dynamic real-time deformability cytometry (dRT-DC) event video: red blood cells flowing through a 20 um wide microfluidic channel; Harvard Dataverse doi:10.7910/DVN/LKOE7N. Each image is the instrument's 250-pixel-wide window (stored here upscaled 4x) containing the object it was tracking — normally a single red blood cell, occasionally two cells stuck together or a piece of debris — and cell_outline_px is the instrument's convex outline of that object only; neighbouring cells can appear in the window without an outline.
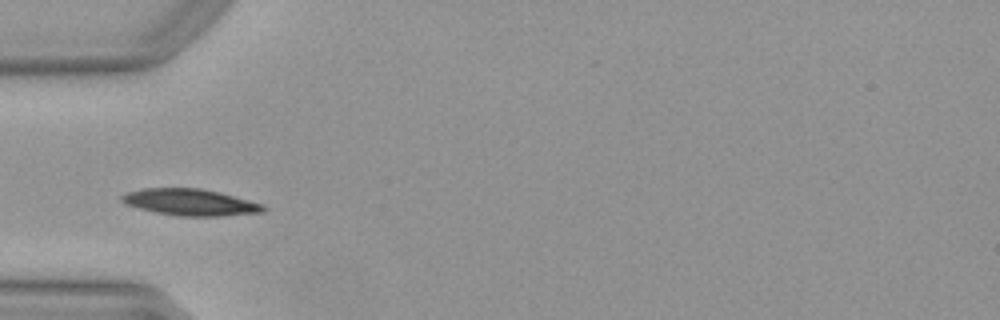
{"species": "Egyptian fruit bat (a non-hibernating species)", "species_latin": "Rousettus aegyptiacus", "temperature_condition": "warm", "stored_images_in_passage": 12, "camera_frame_rate_fps": 3000, "um_per_image_px": 0.085, "animal": {"sex": "female"}, "frame": {"image": 1, "passage_image": 1, "time_ms": 0.0, "image_size_px": [1000, 320], "cell_outline_px": [[268, 208], [264, 212], [224, 216], [176, 216], [156, 212], [124, 204], [120, 200], [120, 196], [128, 192], [144, 188], [200, 188], [220, 192], [264, 204]], "centroid_in_image_um": [16.21, 17.19], "position_along_channel_um": 68.8, "area_um2": 22.08}}
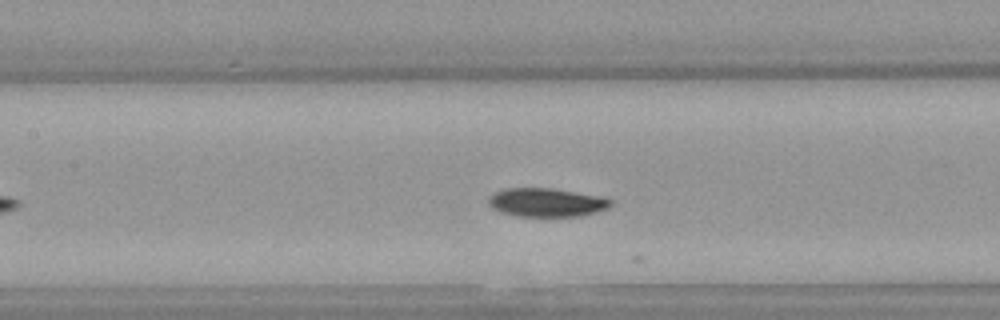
{"frame": {"image": 2, "passage_image": 8, "time_ms": 2.333, "image_size_px": [1000, 320], "cell_outline_px": [[612, 204], [608, 208], [584, 216], [516, 216], [500, 212], [492, 208], [488, 204], [488, 200], [496, 192], [508, 188], [552, 188], [612, 200]], "centroid_in_image_um": [46.41, 17.23], "position_along_channel_um": 161.0, "area_um2": 20.0}}
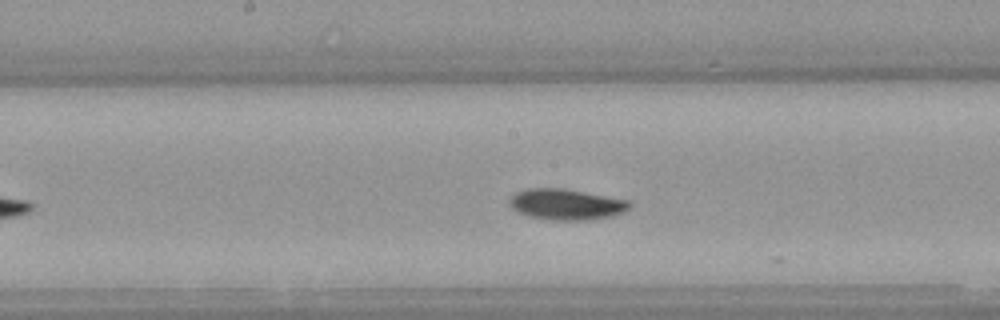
{"frame": {"image": 3, "passage_image": 11, "time_ms": 3.333, "image_size_px": [1000, 320], "cell_outline_px": [[632, 204], [624, 212], [612, 216], [592, 220], [548, 220], [528, 216], [516, 212], [508, 204], [508, 200], [516, 192], [528, 188], [564, 188], [628, 200]], "centroid_in_image_um": [48.1, 17.38], "position_along_channel_um": 200.1, "area_um2": 21.85}}